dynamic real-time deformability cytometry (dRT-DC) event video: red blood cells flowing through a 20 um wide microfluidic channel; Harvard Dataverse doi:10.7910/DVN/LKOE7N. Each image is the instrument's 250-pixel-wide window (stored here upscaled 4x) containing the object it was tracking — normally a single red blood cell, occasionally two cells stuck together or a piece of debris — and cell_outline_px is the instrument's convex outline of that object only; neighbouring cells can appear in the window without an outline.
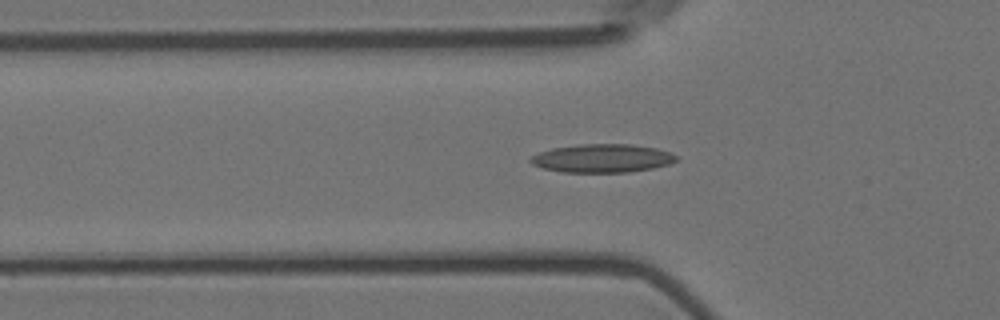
{"species": "Egyptian fruit bat (a non-hibernating species)", "species_latin": "Rousettus aegyptiacus", "temperature_condition": "room temperature", "stored_images_in_passage": 46, "camera_frame_rate_fps": 3000, "um_per_image_px": 0.085, "animal": {"sex": "female"}, "frame": {"image": 1, "passage_image": 9, "time_ms": 2.667, "image_size_px": [1000, 320], "cell_outline_px": [[676, 160], [668, 164], [652, 168], [628, 172], [560, 172], [544, 168], [532, 164], [528, 160], [532, 156], [540, 152], [552, 148], [580, 144], [632, 144], [656, 148], [672, 152], [676, 156]], "centroid_in_image_um": [51.18, 13.45], "position_along_channel_um": 74.6, "area_um2": 24.04}}
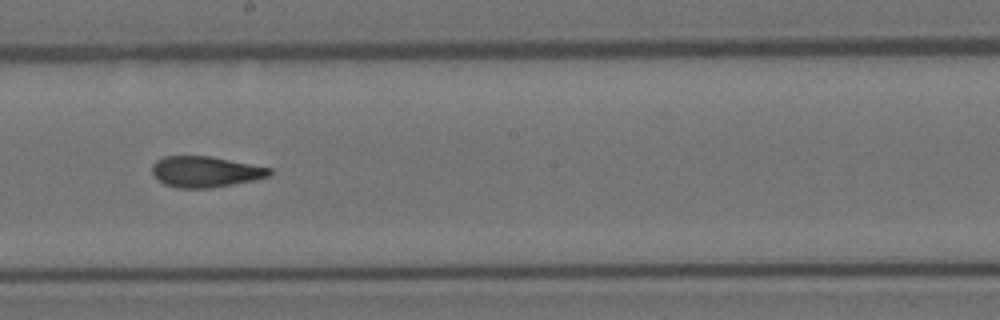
{"frame": {"image": 2, "passage_image": 22, "time_ms": 7.0, "image_size_px": [1000, 320], "cell_outline_px": [[272, 172], [268, 176], [252, 180], [232, 184], [208, 188], [176, 188], [164, 184], [156, 180], [152, 172], [152, 164], [156, 160], [164, 156], [208, 156], [272, 168]], "centroid_in_image_um": [17.39, 14.6], "position_along_channel_um": 230.8, "area_um2": 21.04}}
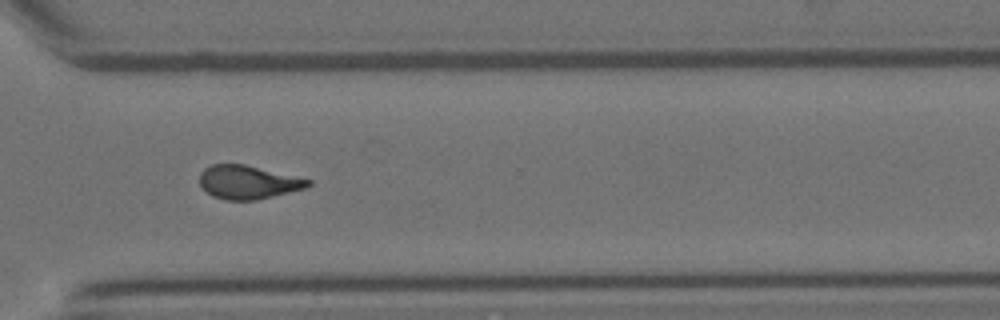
{"frame": {"image": 3, "passage_image": 32, "time_ms": 10.333, "image_size_px": [1000, 320], "cell_outline_px": [[312, 184], [308, 188], [256, 200], [224, 200], [212, 196], [200, 184], [200, 172], [204, 168], [212, 164], [244, 164], [312, 180]], "centroid_in_image_um": [21.1, 15.49], "position_along_channel_um": 349.5, "area_um2": 21.21}, "authors_computed_cell_mechanics": {"area_um2": 21.5016, "velocity_mm_per_s": 3.5782, "shape_relaxation_time_tau1_ms": 10.1773, "shape_relaxation_time_tau2_ms": 2.8184, "deformation_change_tau1": 0.2713, "deformation_change_tau2": 0.119}}